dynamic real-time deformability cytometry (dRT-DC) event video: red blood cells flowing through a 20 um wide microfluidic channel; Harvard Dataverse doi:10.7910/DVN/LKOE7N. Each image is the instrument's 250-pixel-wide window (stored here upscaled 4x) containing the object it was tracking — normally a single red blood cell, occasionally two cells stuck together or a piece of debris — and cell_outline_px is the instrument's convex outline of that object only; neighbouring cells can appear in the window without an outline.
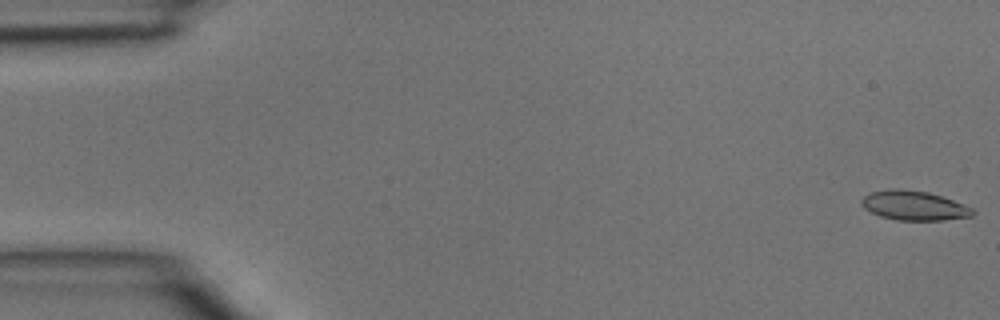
{"species": "common noctule bat (a hibernating species)", "species_latin": "Nyctalus noctula", "temperature_condition": "room temperature", "stored_images_in_passage": 4, "camera_frame_rate_fps": 3000, "um_per_image_px": 0.085, "animal": {"sex": "male", "body_mass_g": 15.6}, "frame": {"image": 1, "passage_image": 1, "time_ms": 0.0, "image_size_px": [1000, 320], "cell_outline_px": [[976, 212], [972, 216], [940, 220], [896, 220], [880, 216], [864, 208], [860, 204], [860, 200], [868, 192], [888, 188], [896, 188], [928, 192], [952, 200], [972, 208]], "centroid_in_image_um": [77.63, 17.46], "position_along_channel_um": 7.4, "area_um2": 19.07}}
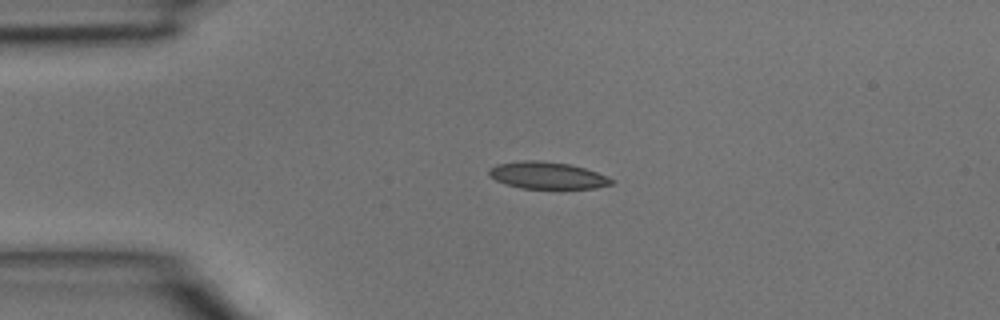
{"frame": {"image": 2, "passage_image": 3, "time_ms": 0.667, "image_size_px": [1000, 320], "cell_outline_px": [[616, 180], [612, 184], [596, 188], [520, 188], [504, 184], [488, 176], [488, 168], [496, 164], [524, 160], [536, 160], [568, 164], [584, 168], [596, 172]], "centroid_in_image_um": [46.48, 14.91], "position_along_channel_um": 38.5, "area_um2": 19.25}}